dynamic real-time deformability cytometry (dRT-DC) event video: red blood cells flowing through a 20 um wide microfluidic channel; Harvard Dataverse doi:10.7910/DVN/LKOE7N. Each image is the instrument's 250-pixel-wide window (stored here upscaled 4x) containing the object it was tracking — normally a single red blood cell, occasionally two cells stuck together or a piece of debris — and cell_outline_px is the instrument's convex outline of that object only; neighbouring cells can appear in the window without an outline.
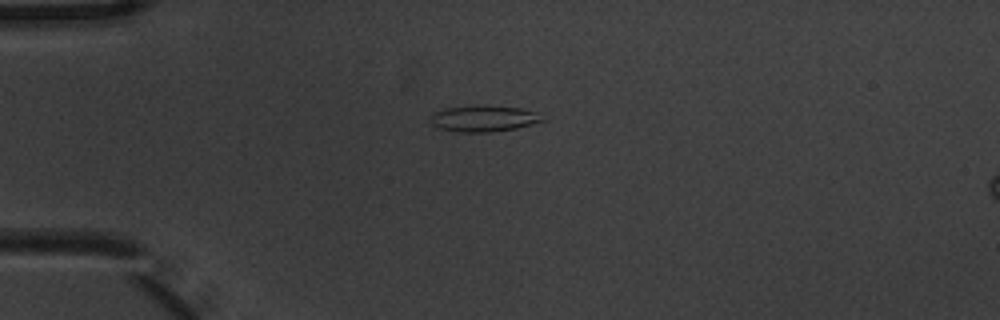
{"species": "common noctule bat (a hibernating species)", "species_latin": "Nyctalus noctula", "temperature_condition": "warm", "stored_images_in_passage": 6, "camera_frame_rate_fps": 3000, "um_per_image_px": 0.085, "animal": {"sex": "male", "body_mass_g": 20.1, "forearm_length_mm": 53.5}, "frame": {"image": 1, "passage_image": 4, "time_ms": 1.0, "image_size_px": [1000, 320], "cell_outline_px": [[544, 120], [532, 124], [516, 128], [492, 132], [460, 132], [440, 128], [432, 124], [432, 112], [444, 108], [480, 104], [484, 104], [524, 108], [536, 112]], "centroid_in_image_um": [41.11, 10.05], "position_along_channel_um": 43.9, "area_um2": 17.28}}
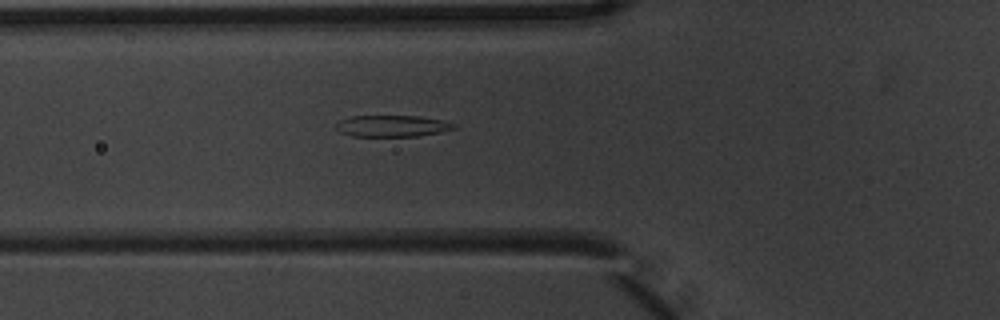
{"frame": {"image": 2, "passage_image": 6, "time_ms": 1.667, "image_size_px": [1000, 320], "cell_outline_px": [[456, 128], [440, 132], [416, 136], [352, 136], [340, 132], [336, 128], [336, 124], [340, 120], [352, 116], [420, 116], [444, 120], [456, 124]], "centroid_in_image_um": [33.35, 10.7], "position_along_channel_um": 92.4, "area_um2": 14.74}}